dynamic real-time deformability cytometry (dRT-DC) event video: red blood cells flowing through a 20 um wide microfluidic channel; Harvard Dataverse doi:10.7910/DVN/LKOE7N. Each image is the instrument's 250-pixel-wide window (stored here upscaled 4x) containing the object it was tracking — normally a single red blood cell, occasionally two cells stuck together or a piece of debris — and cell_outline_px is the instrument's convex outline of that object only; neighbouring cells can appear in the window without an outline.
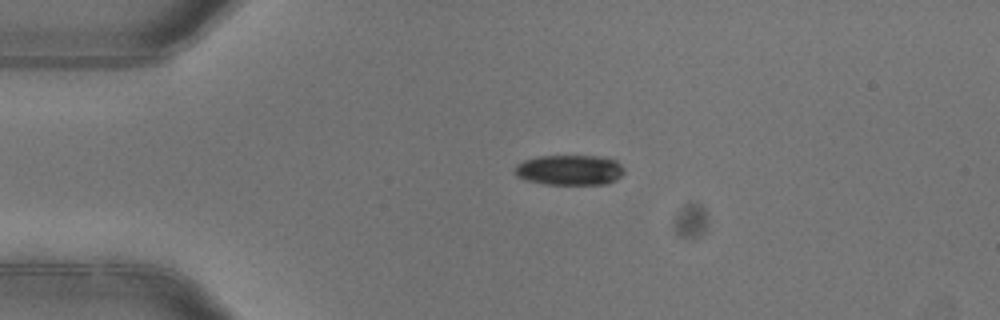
{"species": "common noctule bat (a hibernating species)", "species_latin": "Nyctalus noctula", "temperature_condition": "warm", "stored_images_in_passage": 1, "camera_frame_rate_fps": 3000, "um_per_image_px": 0.085, "animal": {"sex": "female"}, "frame": {"image": 1, "passage_image": 1, "time_ms": 0.0, "image_size_px": [1000, 320], "cell_outline_px": [[624, 172], [616, 180], [604, 184], [544, 184], [524, 180], [516, 176], [512, 168], [516, 164], [524, 160], [536, 156], [600, 156], [616, 160], [624, 168]], "centroid_in_image_um": [48.37, 14.45], "position_along_channel_um": 36.6, "area_um2": 19.54}}